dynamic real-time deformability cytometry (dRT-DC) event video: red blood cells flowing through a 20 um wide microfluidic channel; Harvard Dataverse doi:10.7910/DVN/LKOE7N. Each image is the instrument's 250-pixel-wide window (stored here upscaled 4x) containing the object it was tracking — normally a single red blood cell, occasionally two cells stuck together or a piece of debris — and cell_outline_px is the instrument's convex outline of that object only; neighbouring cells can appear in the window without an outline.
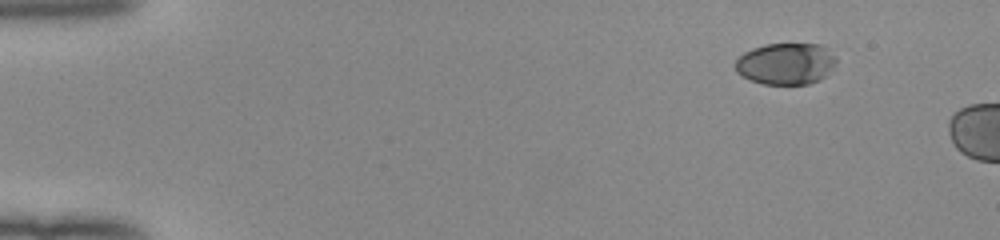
{"species": "human", "species_latin": "Homo sapiens", "temperature_condition": "room temperature", "stored_images_in_passage": 7, "camera_frame_rate_fps": 3000, "um_per_image_px": 0.085, "donor": {"sex": "female"}, "frame": {"image": 1, "passage_image": 1, "time_ms": 0.0, "image_size_px": [1000, 240], "cell_outline_px": [[836, 64], [828, 76], [820, 80], [808, 84], [764, 84], [752, 80], [736, 72], [736, 60], [744, 52], [752, 48], [764, 44], [820, 44], [836, 56]], "centroid_in_image_um": [66.84, 5.41], "position_along_channel_um": 18.2, "area_um2": 24.57}}